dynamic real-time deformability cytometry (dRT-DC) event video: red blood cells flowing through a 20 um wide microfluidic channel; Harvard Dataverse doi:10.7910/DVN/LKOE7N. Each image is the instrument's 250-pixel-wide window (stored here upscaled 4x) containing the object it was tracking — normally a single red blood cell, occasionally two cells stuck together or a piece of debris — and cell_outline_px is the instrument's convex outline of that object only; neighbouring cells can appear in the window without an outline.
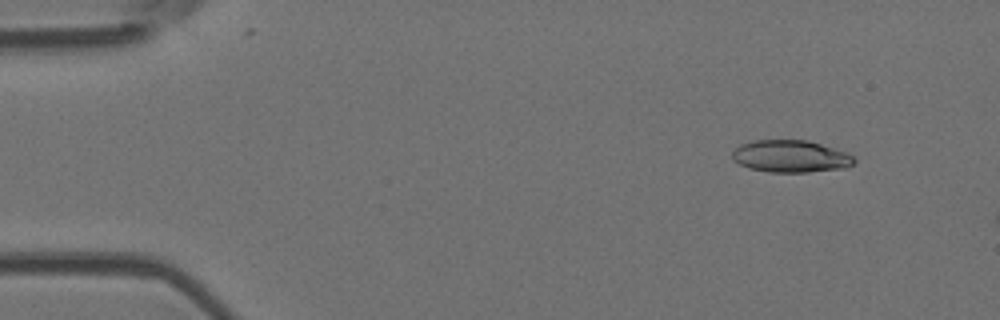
{"species": "Egyptian fruit bat (a non-hibernating species)", "species_latin": "Rousettus aegyptiacus", "temperature_condition": "room temperature", "stored_images_in_passage": 6, "camera_frame_rate_fps": 3000, "um_per_image_px": 0.085, "animal": {"sex": "female"}, "frame": {"image": 1, "passage_image": 2, "time_ms": 1.333, "image_size_px": [1000, 320], "cell_outline_px": [[856, 160], [852, 164], [844, 168], [808, 172], [768, 172], [748, 168], [732, 160], [732, 152], [740, 144], [752, 140], [808, 140], [848, 152]], "centroid_in_image_um": [67.19, 13.28], "position_along_channel_um": 17.8, "area_um2": 23.0}}